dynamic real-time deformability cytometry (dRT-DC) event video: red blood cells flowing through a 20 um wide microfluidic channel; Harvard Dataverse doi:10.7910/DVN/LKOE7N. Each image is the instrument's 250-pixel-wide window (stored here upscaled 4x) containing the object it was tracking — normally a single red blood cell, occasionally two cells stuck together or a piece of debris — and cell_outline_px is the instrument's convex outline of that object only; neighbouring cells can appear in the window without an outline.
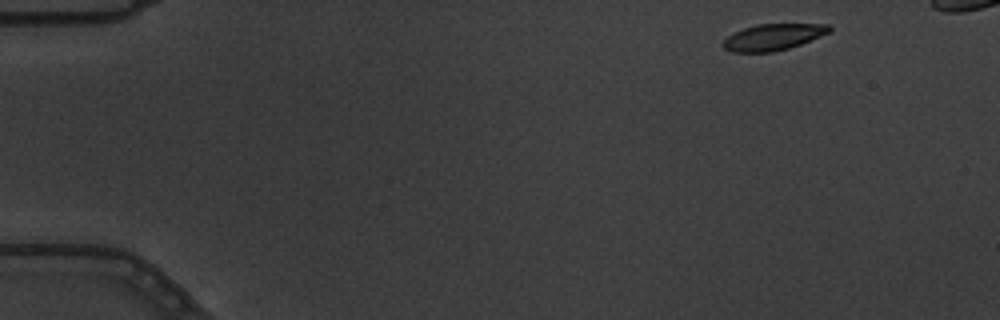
{"species": "common noctule bat (a hibernating species)", "species_latin": "Nyctalus noctula", "temperature_condition": "warm", "stored_images_in_passage": 14, "camera_frame_rate_fps": 3000, "um_per_image_px": 0.085, "animal": {"sex": "male", "body_mass_g": 19.5, "forearm_length_mm": 54.6}, "frame": {"image": 1, "passage_image": 1, "time_ms": 0.0, "image_size_px": [1000, 320], "cell_outline_px": [[832, 32], [800, 44], [788, 48], [772, 52], [732, 52], [724, 48], [720, 44], [728, 36], [744, 28], [756, 24], [828, 24], [832, 28]], "centroid_in_image_um": [65.73, 3.15], "position_along_channel_um": 19.3, "area_um2": 16.3}}
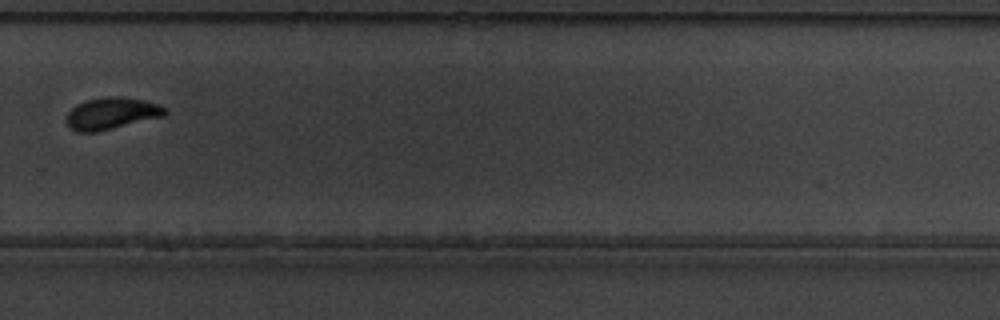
{"frame": {"image": 2, "passage_image": 10, "time_ms": 3.0, "image_size_px": [1000, 320], "cell_outline_px": [[168, 112], [164, 116], [96, 132], [76, 132], [68, 124], [68, 112], [76, 104], [88, 100], [104, 96], [120, 96], [144, 100], [160, 104], [168, 108]], "centroid_in_image_um": [9.54, 9.62], "position_along_channel_um": 320.3, "area_um2": 18.26}}
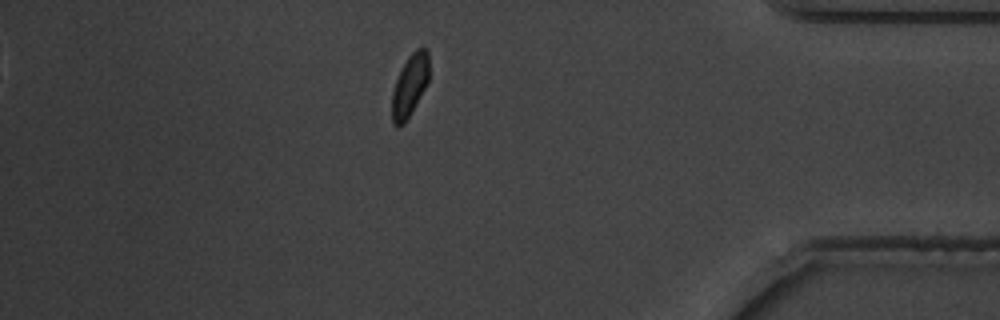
{"frame": {"image": 3, "passage_image": 14, "time_ms": 4.333, "image_size_px": [1000, 320], "cell_outline_px": [[428, 80], [424, 88], [404, 124], [392, 124], [392, 92], [396, 80], [408, 56], [416, 48], [424, 48], [428, 52]], "centroid_in_image_um": [34.82, 7.24], "position_along_channel_um": 400.4, "area_um2": 12.89}}